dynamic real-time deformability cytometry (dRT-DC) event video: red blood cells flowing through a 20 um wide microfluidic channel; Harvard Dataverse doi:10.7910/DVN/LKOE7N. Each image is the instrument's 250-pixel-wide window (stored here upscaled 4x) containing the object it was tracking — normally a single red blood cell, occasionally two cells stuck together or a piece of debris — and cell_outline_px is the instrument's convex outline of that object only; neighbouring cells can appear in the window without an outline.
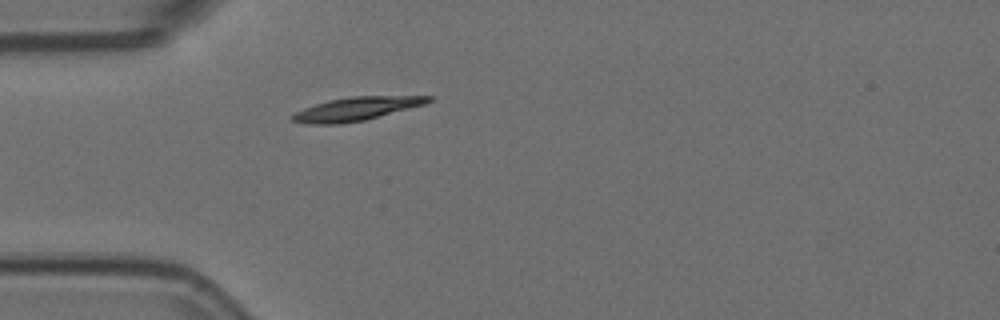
{"species": "Egyptian fruit bat (a non-hibernating species)", "species_latin": "Rousettus aegyptiacus", "temperature_condition": "room temperature", "stored_images_in_passage": 1, "camera_frame_rate_fps": 3000, "um_per_image_px": 0.085, "animal": {"sex": "female"}, "frame": {"image": 1, "passage_image": 1, "time_ms": 0.0, "image_size_px": [1000, 320], "cell_outline_px": [[432, 100], [424, 104], [364, 120], [340, 124], [312, 124], [292, 120], [288, 116], [304, 108], [328, 100], [352, 96], [432, 96]], "centroid_in_image_um": [30.25, 9.25], "position_along_channel_um": 54.7, "area_um2": 18.26}}